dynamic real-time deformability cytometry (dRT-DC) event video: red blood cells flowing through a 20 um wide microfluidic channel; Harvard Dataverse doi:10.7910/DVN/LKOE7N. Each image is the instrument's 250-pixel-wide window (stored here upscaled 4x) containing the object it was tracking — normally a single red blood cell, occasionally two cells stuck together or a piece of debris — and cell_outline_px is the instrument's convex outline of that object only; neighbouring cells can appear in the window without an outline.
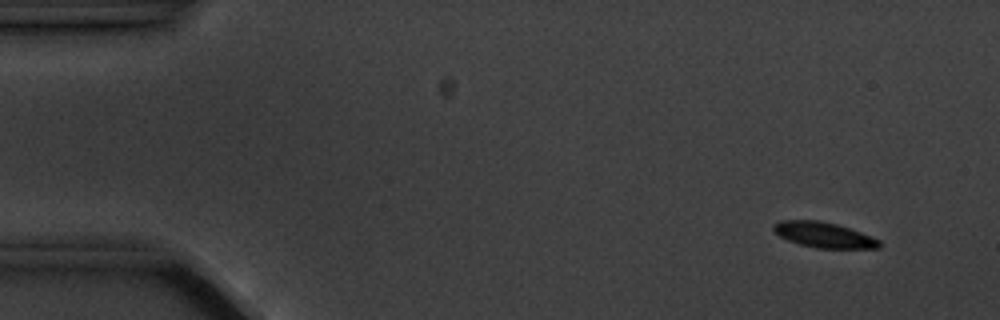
{"species": "common noctule bat (a hibernating species)", "species_latin": "Nyctalus noctula", "temperature_condition": "cold", "stored_images_in_passage": 5, "camera_frame_rate_fps": 3000, "um_per_image_px": 0.085, "animal": {"sex": "male", "body_mass_g": 20.1, "forearm_length_mm": 53.5}, "frame": {"image": 1, "passage_image": 2, "time_ms": 1.0, "image_size_px": [1000, 320], "cell_outline_px": [[880, 248], [816, 248], [800, 244], [788, 240], [780, 236], [772, 228], [772, 224], [780, 220], [816, 220], [836, 224], [860, 232], [880, 240]], "centroid_in_image_um": [69.99, 19.96], "position_along_channel_um": 15.0, "area_um2": 15.49}}